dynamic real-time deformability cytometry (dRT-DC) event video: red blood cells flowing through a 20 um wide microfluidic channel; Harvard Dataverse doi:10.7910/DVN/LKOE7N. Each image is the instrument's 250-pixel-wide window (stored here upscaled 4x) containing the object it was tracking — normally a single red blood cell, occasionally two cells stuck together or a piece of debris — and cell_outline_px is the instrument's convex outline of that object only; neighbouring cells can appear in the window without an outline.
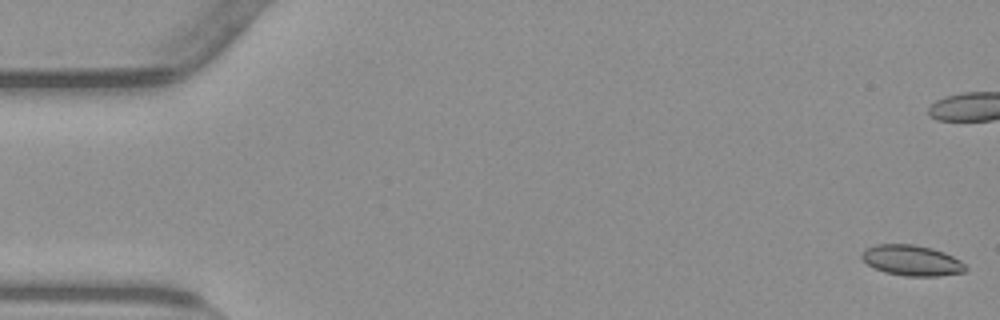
{"species": "common noctule bat (a hibernating species)", "species_latin": "Nyctalus noctula", "temperature_condition": "warm", "stored_images_in_passage": 56, "camera_frame_rate_fps": 3000, "um_per_image_px": 0.085, "animal": {"sex": "male", "body_mass_g": 23.1, "forearm_length_mm": 52.7}, "frame": {"image": 1, "passage_image": 1, "time_ms": 0.0, "image_size_px": [1000, 320], "cell_outline_px": [[968, 268], [964, 272], [940, 276], [904, 276], [884, 272], [868, 264], [860, 256], [868, 248], [876, 244], [912, 244], [932, 248], [944, 252], [960, 260]], "centroid_in_image_um": [77.53, 22.14], "position_along_channel_um": 7.5, "area_um2": 18.38}}
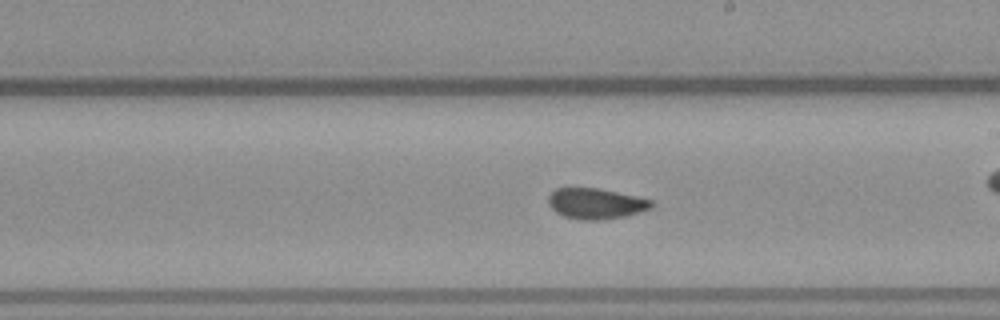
{"frame": {"image": 2, "passage_image": 31, "time_ms": 10.0, "image_size_px": [1000, 320], "cell_outline_px": [[652, 208], [624, 216], [600, 220], [580, 220], [564, 216], [556, 212], [548, 204], [548, 196], [556, 188], [600, 188], [636, 196], [652, 200]], "centroid_in_image_um": [50.62, 17.3], "position_along_channel_um": 238.4, "area_um2": 18.38}}
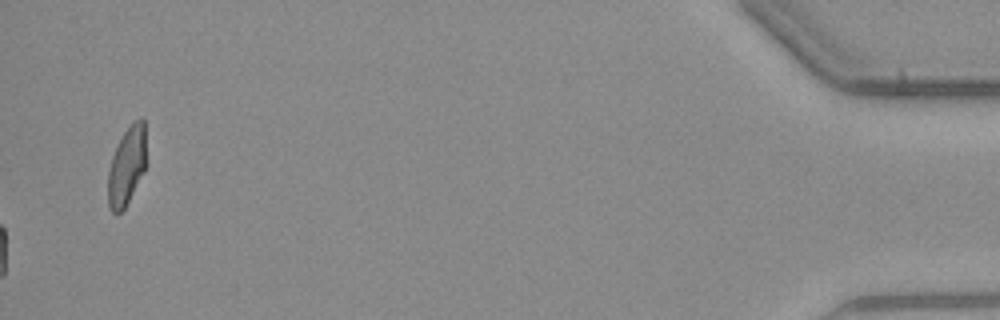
{"frame": {"image": 3, "passage_image": 56, "time_ms": 18.333, "image_size_px": [1000, 320], "cell_outline_px": [[148, 164], [144, 172], [124, 208], [120, 212], [112, 212], [108, 204], [108, 172], [112, 156], [124, 132], [140, 116], [144, 116]], "centroid_in_image_um": [10.83, 14.06], "position_along_channel_um": 424.4, "area_um2": 17.69}, "authors_computed_cell_mechanics": {"area_um2": 18.5249, "velocity_mm_per_s": 3.7975, "shape_relaxation_time_tau1_ms": null, "shape_relaxation_time_tau2_ms": 0.8365, "deformation_change_tau1": null, "deformation_change_tau2": 0.0608}}